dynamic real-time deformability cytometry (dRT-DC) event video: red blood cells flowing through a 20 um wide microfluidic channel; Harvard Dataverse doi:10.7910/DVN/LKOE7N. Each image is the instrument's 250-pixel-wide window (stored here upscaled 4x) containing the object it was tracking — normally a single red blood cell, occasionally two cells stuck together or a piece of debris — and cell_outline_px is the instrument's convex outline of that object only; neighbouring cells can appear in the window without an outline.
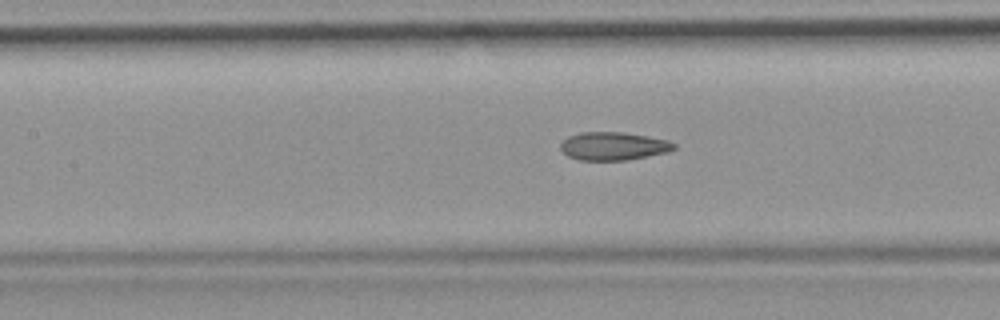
{"species": "common noctule bat (a hibernating species)", "species_latin": "Nyctalus noctula", "temperature_condition": "room temperature", "stored_images_in_passage": 52, "camera_frame_rate_fps": 3000, "um_per_image_px": 0.085, "animal": {"sex": "female", "body_mass_g": 19.9}, "frame": {"image": 1, "passage_image": 23, "time_ms": 7.333, "image_size_px": [1000, 320], "cell_outline_px": [[676, 148], [668, 152], [624, 160], [580, 160], [568, 156], [560, 148], [560, 144], [568, 136], [580, 132], [620, 132], [668, 140], [676, 144]], "centroid_in_image_um": [52.12, 12.42], "position_along_channel_um": 155.3, "area_um2": 18.38}, "authors_computed_cell_mechanics": {"area_um2": 19.1896, "velocity_mm_per_s": 3.8479, "shape_relaxation_time_tau1_ms": null, "shape_relaxation_time_tau2_ms": 2.052, "deformation_change_tau1": null, "deformation_change_tau2": 0.0914}}